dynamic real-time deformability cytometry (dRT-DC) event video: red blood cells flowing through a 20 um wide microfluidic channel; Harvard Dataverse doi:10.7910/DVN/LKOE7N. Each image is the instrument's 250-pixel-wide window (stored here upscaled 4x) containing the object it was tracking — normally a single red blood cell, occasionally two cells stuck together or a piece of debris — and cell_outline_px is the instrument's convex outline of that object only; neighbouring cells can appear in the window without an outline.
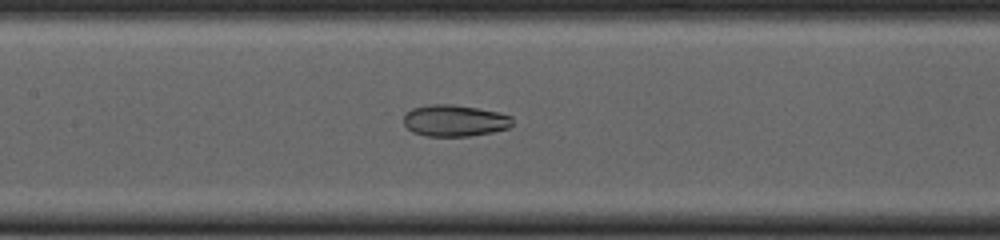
{"species": "common noctule bat (a hibernating species)", "species_latin": "Nyctalus noctula", "temperature_condition": "cold", "stored_images_in_passage": 45, "camera_frame_rate_fps": 3000, "um_per_image_px": 0.085, "animal": {"sex": "female", "body_mass_g": 23.0, "forearm_length_mm": 53.4}, "frame": {"image": 1, "passage_image": 16, "time_ms": 5.0, "image_size_px": [1000, 240], "cell_outline_px": [[512, 124], [508, 128], [492, 132], [468, 136], [428, 136], [412, 132], [404, 124], [404, 112], [412, 108], [432, 104], [452, 104], [500, 112], [512, 116]], "centroid_in_image_um": [38.63, 10.25], "position_along_channel_um": 168.8, "area_um2": 20.06}}
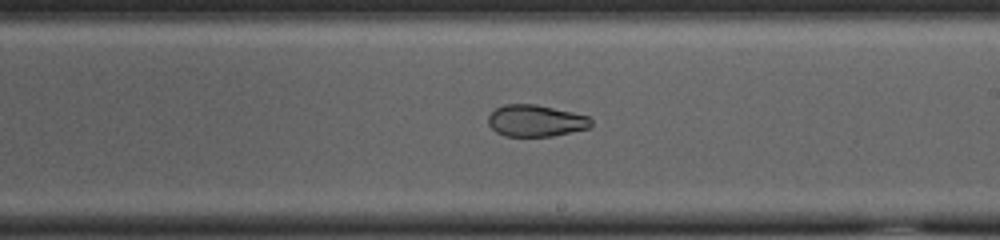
{"frame": {"image": 2, "passage_image": 22, "time_ms": 7.0, "image_size_px": [1000, 240], "cell_outline_px": [[592, 124], [588, 128], [552, 136], [504, 136], [496, 132], [488, 124], [488, 116], [496, 108], [504, 104], [536, 104], [572, 112], [588, 116], [592, 120]], "centroid_in_image_um": [45.52, 10.26], "position_along_channel_um": 243.5, "area_um2": 18.96}}
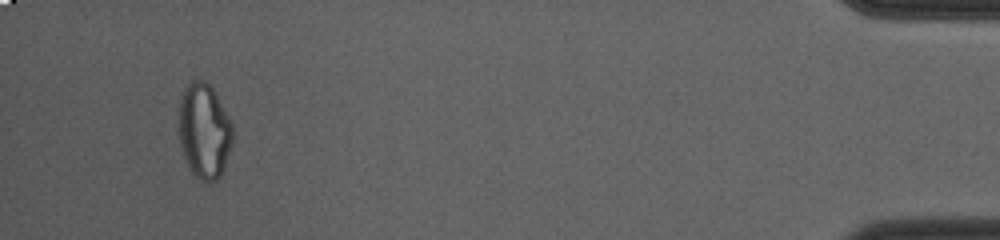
{"frame": {"image": 3, "passage_image": 42, "time_ms": 13.667, "image_size_px": [1000, 240], "cell_outline_px": [[232, 144], [220, 176], [216, 180], [200, 180], [192, 172], [184, 156], [180, 144], [180, 100], [184, 88], [192, 80], [204, 80], [212, 88], [228, 116], [232, 124]], "centroid_in_image_um": [17.36, 11.11], "position_along_channel_um": 417.8, "area_um2": 29.19}, "authors_computed_cell_mechanics": {"area_um2": 24.7962, "velocity_mm_per_s": 3.7483, "shape_relaxation_time_tau1_ms": null, "shape_relaxation_time_tau2_ms": 2.311, "deformation_change_tau1": null, "deformation_change_tau2": 0.0758}}